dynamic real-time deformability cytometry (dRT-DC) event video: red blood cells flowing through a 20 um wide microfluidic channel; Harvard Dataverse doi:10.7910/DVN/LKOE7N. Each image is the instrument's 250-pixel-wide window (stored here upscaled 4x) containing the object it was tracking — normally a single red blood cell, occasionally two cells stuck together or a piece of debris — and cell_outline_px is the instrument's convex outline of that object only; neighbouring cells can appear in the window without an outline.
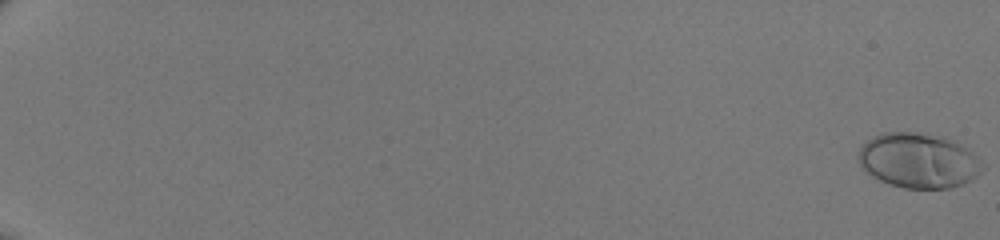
{"species": "human", "species_latin": "Homo sapiens", "temperature_condition": "room temperature", "stored_images_in_passage": 53, "segment_of_instrument_passage": [1, 2], "camera_frame_rate_fps": 3000, "um_per_image_px": 0.085, "donor": {"sex": "male"}, "frame": {"image": 1, "passage_image": 1, "time_ms": 0.0, "image_size_px": [1000, 240], "cell_outline_px": [[984, 168], [972, 180], [964, 184], [948, 188], [904, 188], [888, 184], [872, 176], [860, 164], [860, 148], [872, 136], [884, 132], [916, 132], [944, 136], [956, 140], [972, 152], [984, 164]], "centroid_in_image_um": [78.12, 13.64], "position_along_channel_um": 6.9, "area_um2": 39.82}}
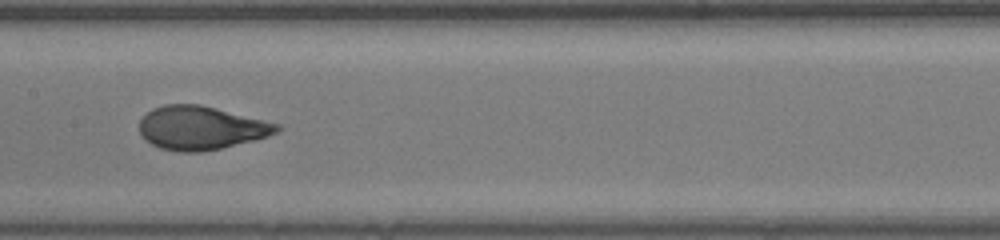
{"frame": {"image": 2, "passage_image": 31, "time_ms": 10.0, "image_size_px": [1000, 240], "cell_outline_px": [[284, 128], [268, 136], [220, 148], [200, 152], [176, 152], [160, 148], [152, 144], [140, 132], [140, 120], [152, 108], [164, 104], [200, 104], [280, 124]], "centroid_in_image_um": [17.08, 10.86], "position_along_channel_um": 190.3, "area_um2": 34.62}}
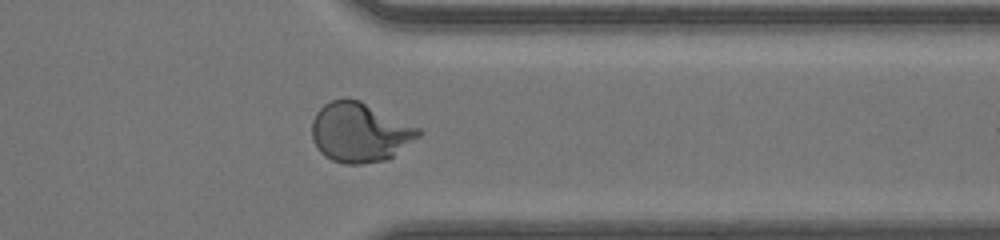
{"frame": {"image": 3, "passage_image": 44, "time_ms": 14.333, "image_size_px": [1000, 240], "cell_outline_px": [[424, 132], [420, 136], [388, 160], [360, 164], [344, 164], [332, 160], [324, 156], [316, 148], [312, 140], [312, 120], [316, 112], [324, 104], [332, 100], [360, 100], [420, 128]], "centroid_in_image_um": [30.58, 11.27], "position_along_channel_um": 380.8, "area_um2": 37.05}}